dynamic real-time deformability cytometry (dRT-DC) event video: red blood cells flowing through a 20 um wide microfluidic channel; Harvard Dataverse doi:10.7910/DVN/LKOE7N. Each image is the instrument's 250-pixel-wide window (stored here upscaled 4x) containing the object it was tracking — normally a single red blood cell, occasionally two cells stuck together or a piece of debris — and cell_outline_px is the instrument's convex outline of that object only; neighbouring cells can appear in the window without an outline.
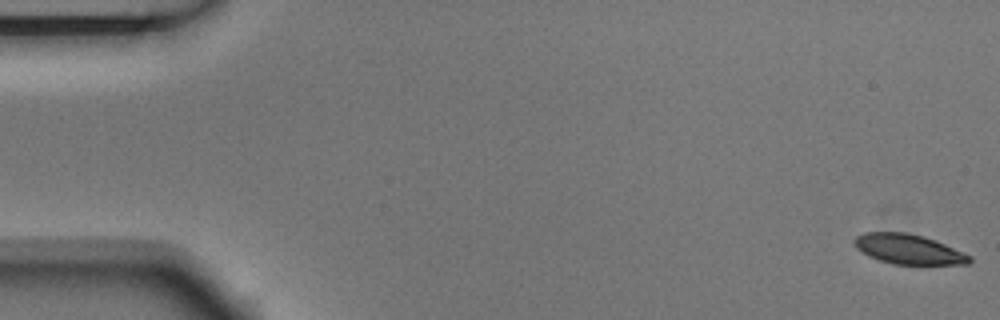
{"species": "Egyptian fruit bat (a non-hibernating species)", "species_latin": "Rousettus aegyptiacus", "temperature_condition": "room temperature", "stored_images_in_passage": 5, "camera_frame_rate_fps": 3000, "um_per_image_px": 0.085, "animal": {"sex": "male"}, "frame": {"image": 1, "passage_image": 1, "time_ms": 0.0, "image_size_px": [1000, 320], "cell_outline_px": [[972, 260], [968, 264], [892, 264], [868, 256], [856, 248], [852, 240], [856, 236], [864, 232], [904, 232], [924, 236], [936, 240], [972, 256]], "centroid_in_image_um": [77.21, 21.17], "position_along_channel_um": 7.8, "area_um2": 20.11}}
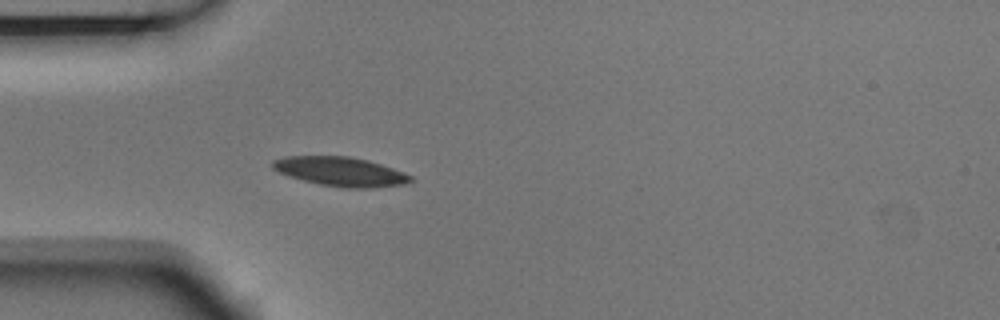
{"frame": {"image": 2, "passage_image": 5, "time_ms": 1.333, "image_size_px": [1000, 320], "cell_outline_px": [[412, 180], [404, 184], [372, 188], [344, 188], [320, 184], [288, 176], [272, 168], [272, 160], [288, 156], [348, 156], [368, 160], [404, 172], [412, 176]], "centroid_in_image_um": [28.95, 14.58], "position_along_channel_um": 56.1, "area_um2": 23.35}}